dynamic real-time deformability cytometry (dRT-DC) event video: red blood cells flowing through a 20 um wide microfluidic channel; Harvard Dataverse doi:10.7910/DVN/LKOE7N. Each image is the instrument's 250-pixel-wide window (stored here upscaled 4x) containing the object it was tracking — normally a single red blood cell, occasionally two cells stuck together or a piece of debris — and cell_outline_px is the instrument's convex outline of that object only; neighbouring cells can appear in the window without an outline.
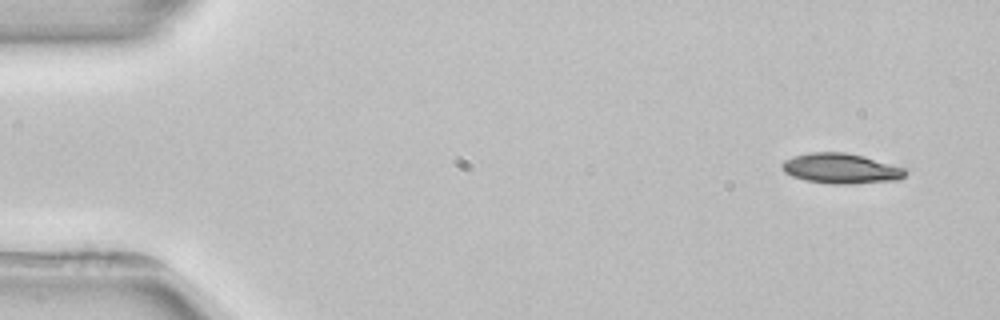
{"species": "common noctule bat (a hibernating species)", "species_latin": "Nyctalus noctula", "temperature_condition": "room temperature", "stored_images_in_passage": 4, "segment_of_instrument_passage": [1, 2], "camera_frame_rate_fps": 3000, "um_per_image_px": 0.085, "animal": {"sex": "female", "body_mass_g": 22.7, "forearm_length_mm": 54.2}, "frame": {"image": 1, "passage_image": 1, "time_ms": 0.0, "image_size_px": [1000, 320], "cell_outline_px": [[908, 172], [900, 180], [848, 184], [832, 184], [804, 180], [792, 176], [784, 172], [780, 164], [784, 160], [792, 156], [808, 152], [844, 152], [864, 156], [904, 168]], "centroid_in_image_um": [71.45, 14.32], "position_along_channel_um": 13.5, "area_um2": 21.85}}